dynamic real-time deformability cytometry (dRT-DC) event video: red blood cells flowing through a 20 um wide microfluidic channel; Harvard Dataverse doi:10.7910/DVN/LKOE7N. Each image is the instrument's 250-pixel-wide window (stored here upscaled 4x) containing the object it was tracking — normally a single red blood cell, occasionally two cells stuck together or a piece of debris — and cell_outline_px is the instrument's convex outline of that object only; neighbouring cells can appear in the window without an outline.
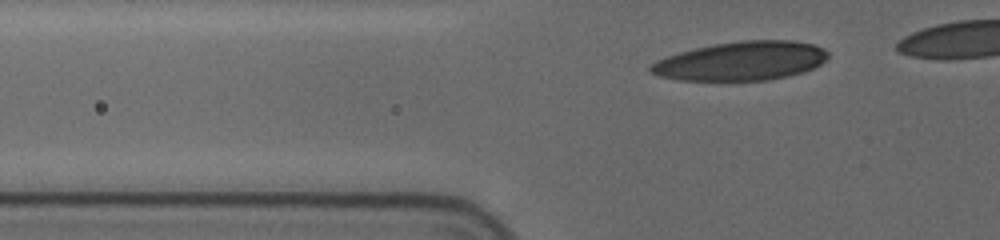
{"species": "human", "species_latin": "Homo sapiens", "temperature_condition": "cold", "stored_images_in_passage": 33, "camera_frame_rate_fps": 3000, "um_per_image_px": 0.085, "donor": {"sex": "female"}, "frame": {"image": 1, "passage_image": 4, "time_ms": 1.0, "image_size_px": [1000, 240], "cell_outline_px": [[828, 56], [820, 64], [812, 68], [788, 76], [768, 80], [680, 80], [660, 76], [652, 72], [648, 68], [656, 60], [680, 52], [696, 48], [716, 44], [740, 40], [792, 40], [812, 44], [824, 48], [828, 52]], "centroid_in_image_um": [63.01, 5.18], "position_along_channel_um": 62.8, "area_um2": 39.82}}
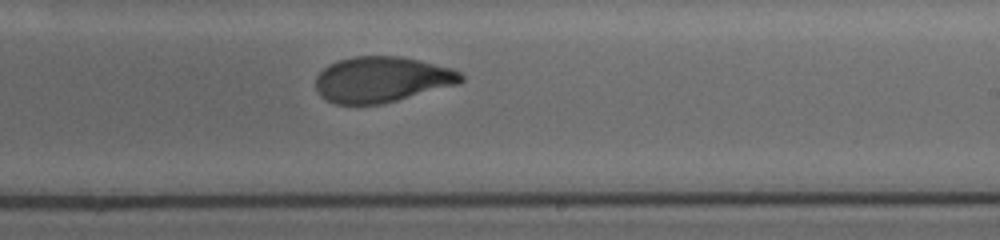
{"frame": {"image": 2, "passage_image": 21, "time_ms": 6.667, "image_size_px": [1000, 240], "cell_outline_px": [[464, 80], [460, 84], [384, 104], [336, 104], [320, 96], [316, 88], [316, 76], [328, 64], [336, 60], [352, 56], [400, 56], [420, 60], [452, 68], [460, 72], [464, 76]], "centroid_in_image_um": [32.48, 6.75], "position_along_channel_um": 256.5, "area_um2": 39.13}}
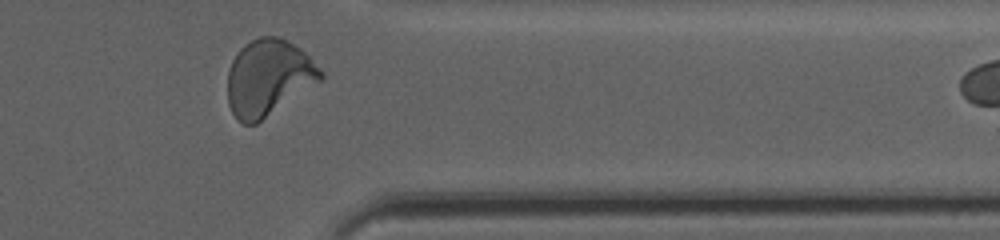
{"frame": {"image": 3, "passage_image": 32, "time_ms": 10.333, "image_size_px": [1000, 240], "cell_outline_px": [[324, 80], [256, 124], [244, 124], [232, 112], [228, 104], [228, 68], [232, 60], [240, 48], [244, 44], [260, 36], [280, 36], [300, 48], [324, 72]], "centroid_in_image_um": [22.84, 6.6], "position_along_channel_um": 388.6, "area_um2": 41.62}, "authors_computed_cell_mechanics": {"area_um2": 39.9398, "velocity_mm_per_s": 3.6866, "shape_relaxation_time_tau1_ms": 4.3789, "shape_relaxation_time_tau2_ms": 1.2099, "deformation_change_tau1": 0.19, "deformation_change_tau2": 0.0663}}